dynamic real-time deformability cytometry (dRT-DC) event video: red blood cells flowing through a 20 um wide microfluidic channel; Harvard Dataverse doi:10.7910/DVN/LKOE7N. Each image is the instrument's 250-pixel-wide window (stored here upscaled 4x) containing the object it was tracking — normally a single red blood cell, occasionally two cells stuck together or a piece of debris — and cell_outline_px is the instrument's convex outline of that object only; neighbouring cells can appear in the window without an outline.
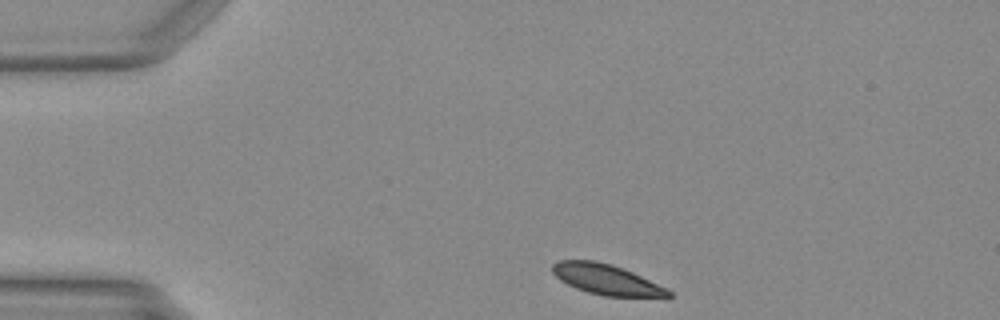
{"species": "Egyptian fruit bat (a non-hibernating species)", "species_latin": "Rousettus aegyptiacus", "temperature_condition": "warm", "stored_images_in_passage": 10, "camera_frame_rate_fps": 3000, "um_per_image_px": 0.085, "animal": {"sex": "female"}, "frame": {"image": 1, "passage_image": 1, "time_ms": 0.0, "image_size_px": [1000, 320], "cell_outline_px": [[672, 296], [668, 300], [604, 296], [588, 292], [576, 288], [560, 280], [552, 272], [552, 264], [560, 260], [596, 260], [612, 264], [632, 272], [668, 288], [672, 292]], "centroid_in_image_um": [51.69, 23.81], "position_along_channel_um": 33.3, "area_um2": 21.33}}
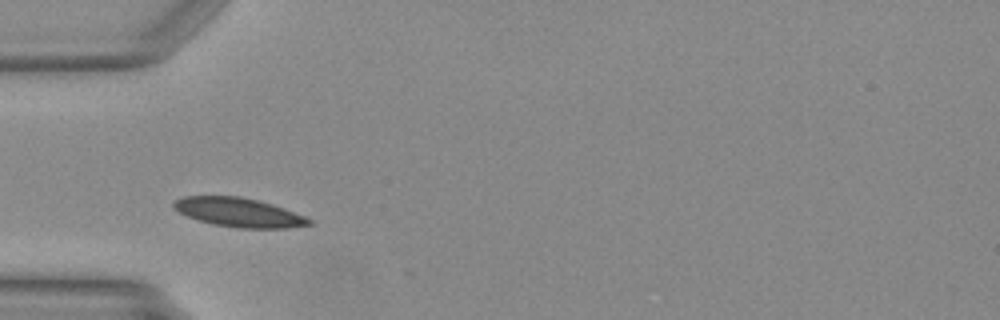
{"frame": {"image": 2, "passage_image": 7, "time_ms": 2.0, "image_size_px": [1000, 320], "cell_outline_px": [[312, 224], [288, 228], [236, 228], [212, 224], [188, 216], [172, 208], [172, 204], [176, 200], [184, 196], [240, 196], [272, 204], [284, 208], [304, 216], [312, 220]], "centroid_in_image_um": [20.3, 18.05], "position_along_channel_um": 64.7, "area_um2": 22.77}}